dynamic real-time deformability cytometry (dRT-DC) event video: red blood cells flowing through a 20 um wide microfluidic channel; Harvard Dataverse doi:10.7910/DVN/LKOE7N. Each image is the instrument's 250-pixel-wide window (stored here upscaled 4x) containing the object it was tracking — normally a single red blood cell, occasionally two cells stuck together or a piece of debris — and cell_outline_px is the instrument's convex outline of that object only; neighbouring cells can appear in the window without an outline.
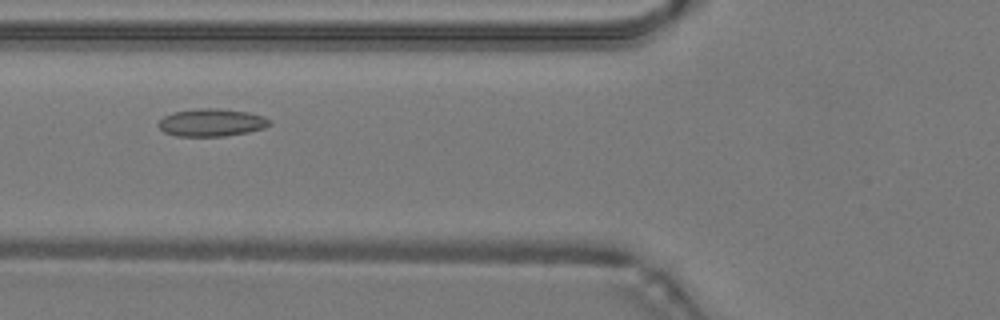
{"species": "common noctule bat (a hibernating species)", "species_latin": "Nyctalus noctula", "temperature_condition": "warm", "stored_images_in_passage": 37, "camera_frame_rate_fps": 3000, "um_per_image_px": 0.085, "animal": {"sex": "male", "body_mass_g": 19.2, "forearm_length_mm": 51.8}, "frame": {"image": 1, "passage_image": 7, "time_ms": 2.0, "image_size_px": [1000, 320], "cell_outline_px": [[272, 124], [264, 128], [248, 132], [224, 136], [176, 136], [164, 132], [156, 124], [164, 116], [172, 112], [200, 108], [216, 108], [248, 112], [264, 116], [272, 120]], "centroid_in_image_um": [17.99, 10.41], "position_along_channel_um": 107.8, "area_um2": 18.03}}
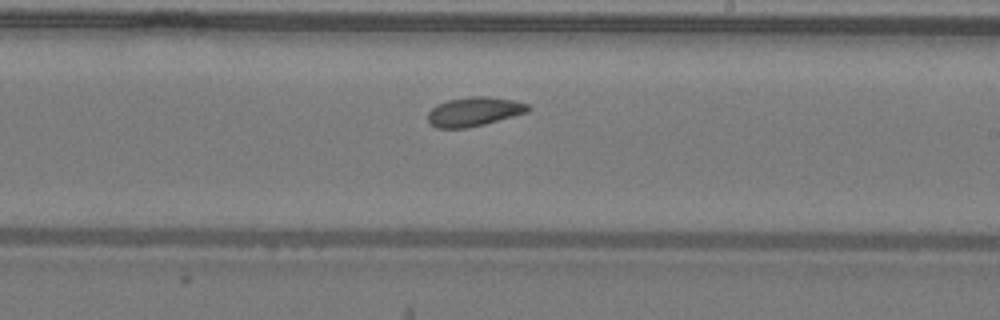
{"frame": {"image": 2, "passage_image": 17, "time_ms": 5.333, "image_size_px": [1000, 320], "cell_outline_px": [[528, 112], [484, 124], [468, 128], [436, 128], [428, 120], [428, 112], [436, 104], [448, 100], [468, 96], [488, 96], [512, 100], [528, 104]], "centroid_in_image_um": [40.26, 9.48], "position_along_channel_um": 248.7, "area_um2": 16.94}}
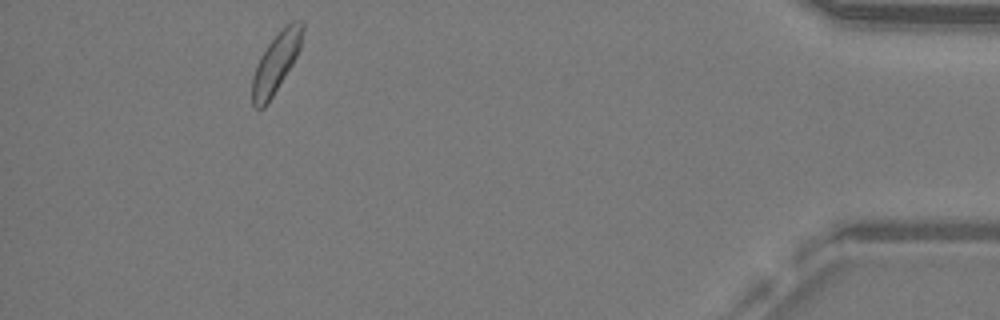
{"frame": {"image": 3, "passage_image": 33, "time_ms": 10.667, "image_size_px": [1000, 320], "cell_outline_px": [[304, 28], [300, 48], [292, 64], [268, 104], [264, 108], [256, 108], [252, 104], [252, 76], [256, 64], [260, 56], [268, 44], [292, 20], [304, 20]], "centroid_in_image_um": [23.45, 5.35], "position_along_channel_um": 411.7, "area_um2": 17.34}, "authors_computed_cell_mechanics": {"area_um2": 17.2244, "velocity_mm_per_s": 4.2337, "shape_relaxation_time_tau1_ms": 6.9298, "shape_relaxation_time_tau2_ms": 4.1411, "deformation_change_tau1": 0.111, "deformation_change_tau2": 0.1002}}